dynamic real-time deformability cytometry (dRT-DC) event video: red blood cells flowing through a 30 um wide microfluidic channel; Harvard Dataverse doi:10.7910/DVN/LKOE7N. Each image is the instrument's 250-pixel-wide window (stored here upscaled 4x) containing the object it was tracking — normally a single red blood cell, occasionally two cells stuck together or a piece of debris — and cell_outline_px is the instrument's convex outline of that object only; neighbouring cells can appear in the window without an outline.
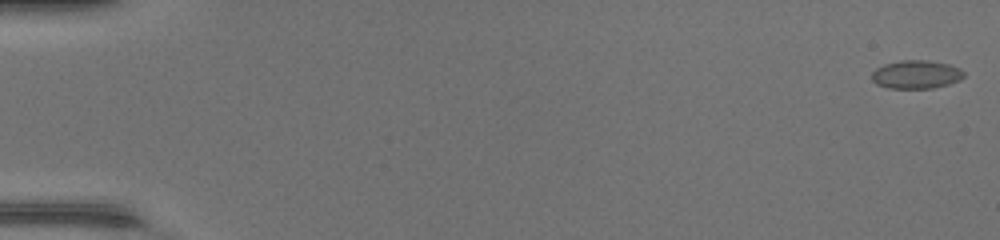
{"species": "common noctule bat (a hibernating species)", "species_latin": "Nyctalus noctula", "temperature_condition": "warm", "stored_images_in_passage": 50, "camera_frame_rate_fps": 3000, "um_per_image_px": 0.085, "animal": {"sex": "female", "body_mass_g": 17.0, "forearm_length_mm": 48.0}, "frame": {"image": 1, "passage_image": 1, "time_ms": 0.0, "image_size_px": [1000, 240], "cell_outline_px": [[964, 76], [960, 80], [948, 84], [932, 88], [888, 88], [876, 84], [872, 80], [872, 72], [876, 68], [884, 64], [900, 60], [928, 60], [948, 64], [960, 68], [964, 72]], "centroid_in_image_um": [77.87, 6.32], "position_along_channel_um": 7.1, "area_um2": 15.26}}
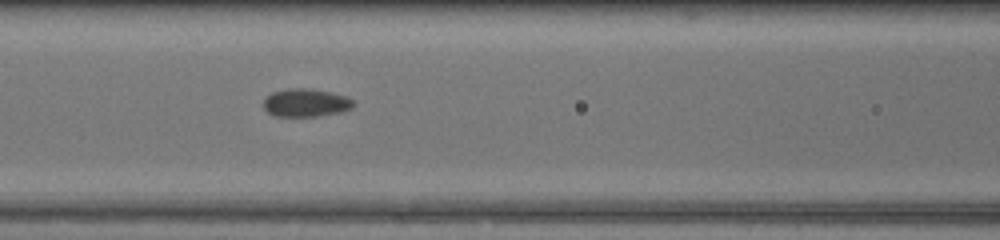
{"frame": {"image": 2, "passage_image": 23, "time_ms": 7.333, "image_size_px": [1000, 240], "cell_outline_px": [[356, 104], [352, 108], [344, 112], [320, 116], [276, 116], [268, 112], [264, 108], [264, 96], [272, 92], [288, 88], [312, 88], [332, 92], [348, 96]], "centroid_in_image_um": [26.03, 8.72], "position_along_channel_um": 140.6, "area_um2": 15.09}}
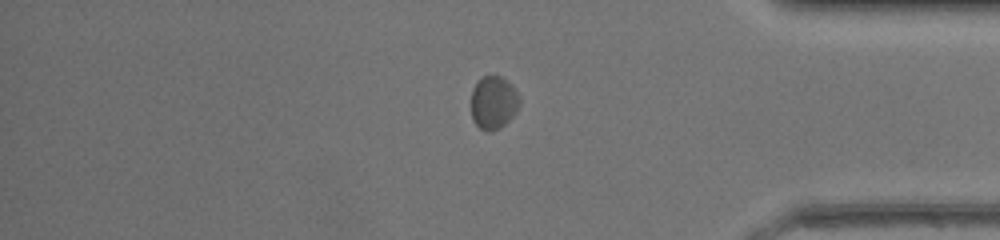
{"frame": {"image": 3, "passage_image": 42, "time_ms": 13.667, "image_size_px": [1000, 240], "cell_outline_px": [[520, 104], [516, 112], [500, 128], [488, 132], [480, 128], [472, 120], [472, 88], [484, 76], [500, 76], [512, 84], [520, 100]], "centroid_in_image_um": [41.95, 8.73], "position_along_channel_um": 393.2, "area_um2": 14.8}}